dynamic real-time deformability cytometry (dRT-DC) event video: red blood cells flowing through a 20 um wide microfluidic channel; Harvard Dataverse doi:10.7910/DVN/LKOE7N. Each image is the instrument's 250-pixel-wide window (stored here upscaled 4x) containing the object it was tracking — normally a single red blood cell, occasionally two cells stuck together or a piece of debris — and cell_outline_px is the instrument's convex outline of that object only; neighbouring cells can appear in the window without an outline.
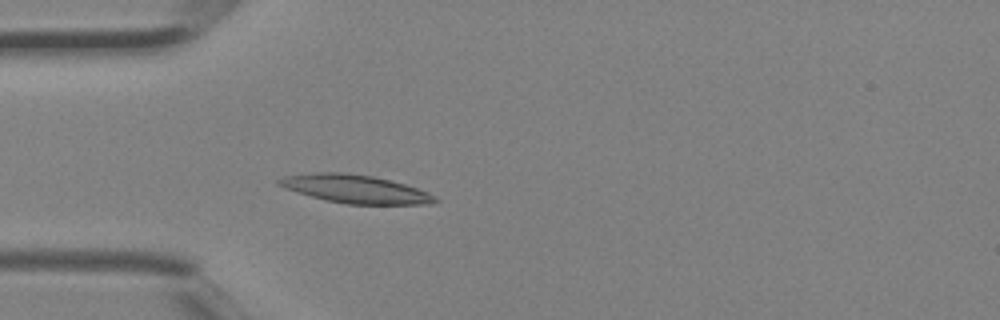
{"species": "Egyptian fruit bat (a non-hibernating species)", "species_latin": "Rousettus aegyptiacus", "temperature_condition": "room temperature", "stored_images_in_passage": 4, "camera_frame_rate_fps": 3000, "um_per_image_px": 0.085, "animal": {"sex": "female"}, "frame": {"image": 1, "passage_image": 4, "time_ms": 1.0, "image_size_px": [1000, 320], "cell_outline_px": [[440, 200], [432, 204], [348, 204], [324, 200], [296, 192], [284, 188], [276, 184], [276, 180], [284, 176], [316, 172], [348, 172], [372, 176], [404, 184], [428, 192], [436, 196]], "centroid_in_image_um": [30.17, 16.06], "position_along_channel_um": 54.8, "area_um2": 25.78}}